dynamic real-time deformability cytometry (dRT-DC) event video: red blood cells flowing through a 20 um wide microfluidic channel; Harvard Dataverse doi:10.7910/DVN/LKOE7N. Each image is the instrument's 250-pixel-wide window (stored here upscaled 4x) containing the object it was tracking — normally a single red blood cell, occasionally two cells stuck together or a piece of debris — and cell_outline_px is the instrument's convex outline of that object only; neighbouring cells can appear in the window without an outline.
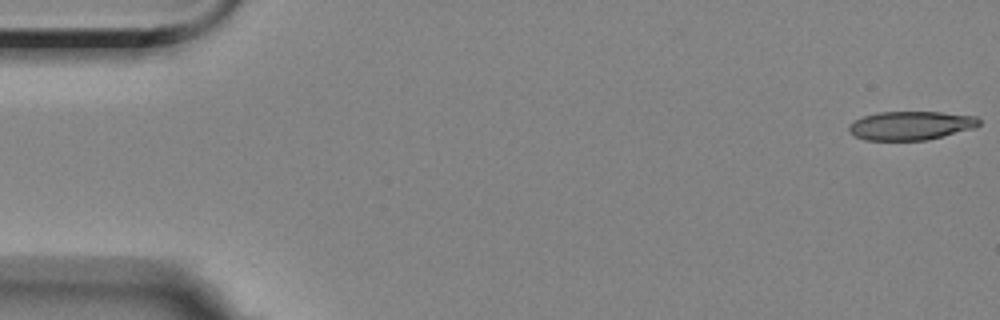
{"species": "Egyptian fruit bat (a non-hibernating species)", "species_latin": "Rousettus aegyptiacus", "temperature_condition": "room temperature", "stored_images_in_passage": 32, "camera_frame_rate_fps": 3000, "um_per_image_px": 0.085, "animal": {"sex": "female"}, "frame": {"image": 1, "passage_image": 1, "time_ms": 0.0, "image_size_px": [1000, 320], "cell_outline_px": [[980, 124], [976, 128], [928, 140], [864, 140], [848, 132], [848, 124], [852, 120], [876, 112], [940, 112], [976, 116], [980, 120]], "centroid_in_image_um": [77.4, 10.67], "position_along_channel_um": 7.6, "area_um2": 22.08}}
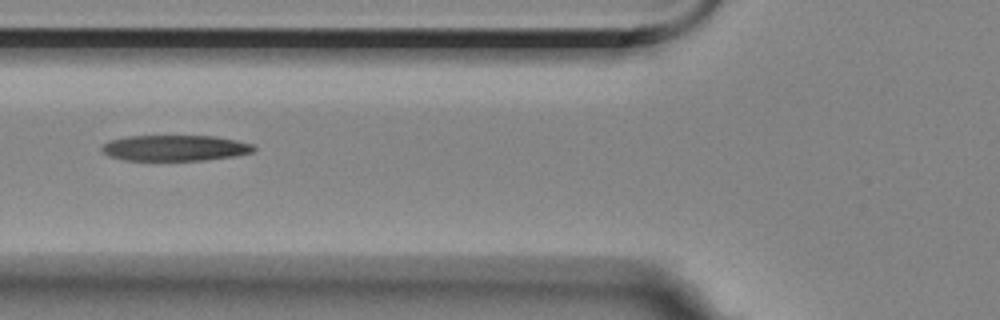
{"frame": {"image": 2, "passage_image": 21, "time_ms": 6.667, "image_size_px": [1000, 320], "cell_outline_px": [[256, 148], [252, 152], [236, 156], [204, 160], [124, 160], [108, 156], [100, 148], [108, 140], [128, 136], [216, 136], [236, 140], [252, 144]], "centroid_in_image_um": [14.87, 12.58], "position_along_channel_um": 110.9, "area_um2": 22.89}}
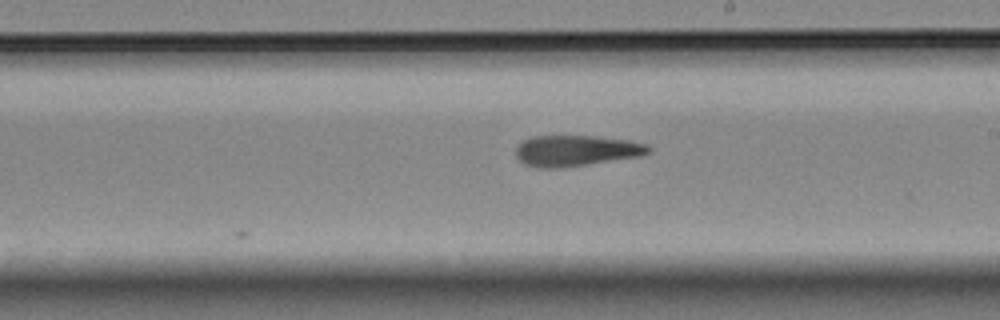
{"frame": {"image": 3, "passage_image": 32, "time_ms": 10.333, "image_size_px": [1000, 320], "cell_outline_px": [[652, 152], [640, 156], [588, 164], [560, 168], [536, 168], [524, 164], [516, 156], [516, 148], [528, 136], [596, 136], [628, 140], [644, 144], [652, 148]], "centroid_in_image_um": [48.95, 12.81], "position_along_channel_um": 240.0, "area_um2": 23.93}}